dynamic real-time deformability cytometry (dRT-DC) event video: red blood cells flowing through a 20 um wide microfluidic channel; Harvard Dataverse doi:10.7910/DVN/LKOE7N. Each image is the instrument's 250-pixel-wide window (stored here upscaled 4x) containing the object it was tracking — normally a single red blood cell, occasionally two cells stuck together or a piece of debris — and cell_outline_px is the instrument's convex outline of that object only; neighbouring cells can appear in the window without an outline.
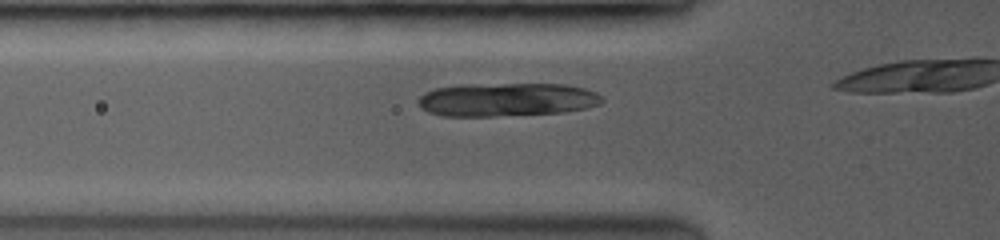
{"species": "common noctule bat (a hibernating species)", "species_latin": "Nyctalus noctula", "temperature_condition": "room temperature", "stored_images_in_passage": 8, "camera_frame_rate_fps": 3500, "um_per_image_px": 0.085, "animal": {"sex": "female", "body_mass_g": 19.0, "forearm_length_mm": 53.3}, "frame": {"image": 1, "passage_image": 2, "time_ms": 0.286, "image_size_px": [1000, 240], "cell_outline_px": [[604, 100], [600, 104], [584, 108], [560, 112], [492, 116], [444, 116], [428, 112], [420, 104], [420, 96], [436, 88], [460, 84], [564, 84], [584, 88], [596, 92]], "centroid_in_image_um": [43.09, 8.45], "position_along_channel_um": 82.7, "area_um2": 35.49}}